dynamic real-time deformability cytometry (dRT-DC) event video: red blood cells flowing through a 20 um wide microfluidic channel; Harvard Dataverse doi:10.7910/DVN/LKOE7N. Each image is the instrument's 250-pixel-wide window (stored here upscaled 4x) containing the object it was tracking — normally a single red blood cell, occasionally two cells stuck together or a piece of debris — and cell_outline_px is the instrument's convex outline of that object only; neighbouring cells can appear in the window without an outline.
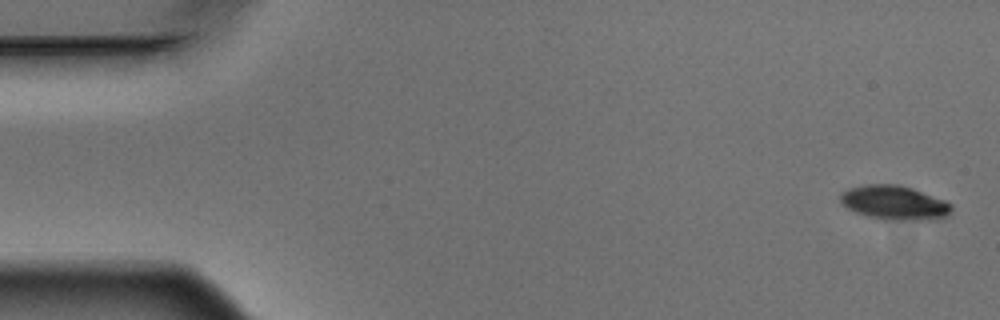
{"species": "Egyptian fruit bat (a non-hibernating species)", "species_latin": "Rousettus aegyptiacus", "temperature_condition": "warm", "stored_images_in_passage": 5, "camera_frame_rate_fps": 3000, "um_per_image_px": 0.085, "animal": {"sex": "male"}, "frame": {"image": 1, "passage_image": 1, "time_ms": 0.0, "image_size_px": [1000, 320], "cell_outline_px": [[952, 208], [948, 216], [932, 220], [884, 220], [868, 216], [856, 212], [840, 204], [840, 192], [848, 188], [864, 184], [900, 184], [912, 188], [944, 200], [952, 204]], "centroid_in_image_um": [76.0, 17.23], "position_along_channel_um": 9.0, "area_um2": 22.43}}
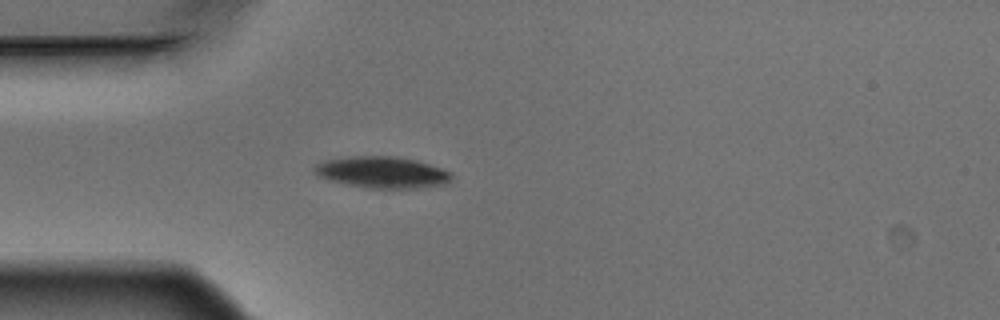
{"frame": {"image": 2, "passage_image": 5, "time_ms": 1.333, "image_size_px": [1000, 320], "cell_outline_px": [[452, 180], [448, 184], [416, 188], [372, 188], [348, 184], [332, 180], [320, 176], [316, 172], [316, 164], [324, 160], [352, 156], [396, 156], [416, 160], [452, 172]], "centroid_in_image_um": [32.57, 14.64], "position_along_channel_um": 52.4, "area_um2": 24.85}}